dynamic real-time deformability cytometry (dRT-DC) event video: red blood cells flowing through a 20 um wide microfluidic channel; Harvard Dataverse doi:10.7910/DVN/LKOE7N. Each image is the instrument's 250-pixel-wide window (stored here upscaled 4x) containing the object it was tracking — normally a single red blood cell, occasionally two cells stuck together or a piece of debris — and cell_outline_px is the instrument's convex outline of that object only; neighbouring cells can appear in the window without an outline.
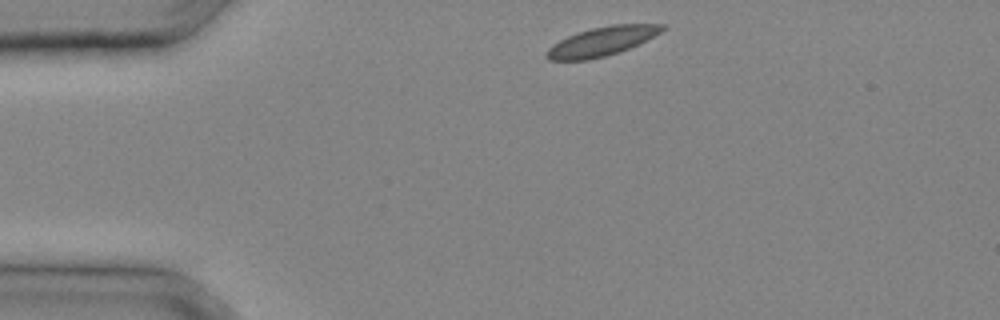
{"species": "common noctule bat (a hibernating species)", "species_latin": "Nyctalus noctula", "temperature_condition": "cold", "stored_images_in_passage": 22, "camera_frame_rate_fps": 3000, "um_per_image_px": 0.085, "animal": {"sex": "male", "body_mass_g": 20.4}, "frame": {"image": 1, "passage_image": 1, "time_ms": 0.0, "image_size_px": [1000, 320], "cell_outline_px": [[668, 24], [660, 32], [620, 52], [588, 60], [548, 60], [544, 56], [544, 52], [552, 44], [576, 32], [592, 28], [612, 24]], "centroid_in_image_um": [51.08, 3.52], "position_along_channel_um": 33.9, "area_um2": 19.42}}
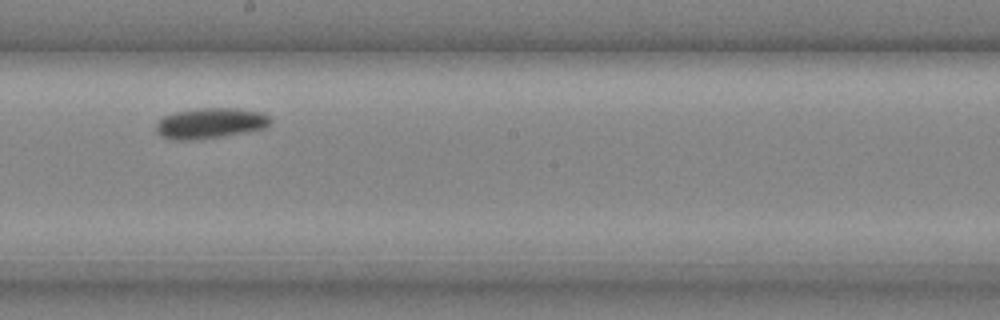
{"frame": {"image": 2, "passage_image": 13, "time_ms": 4.0, "image_size_px": [1000, 320], "cell_outline_px": [[272, 120], [264, 128], [224, 136], [196, 140], [172, 140], [160, 136], [156, 132], [156, 124], [164, 116], [176, 112], [196, 108], [236, 108], [264, 112]], "centroid_in_image_um": [17.85, 10.47], "position_along_channel_um": 230.3, "area_um2": 20.46}}
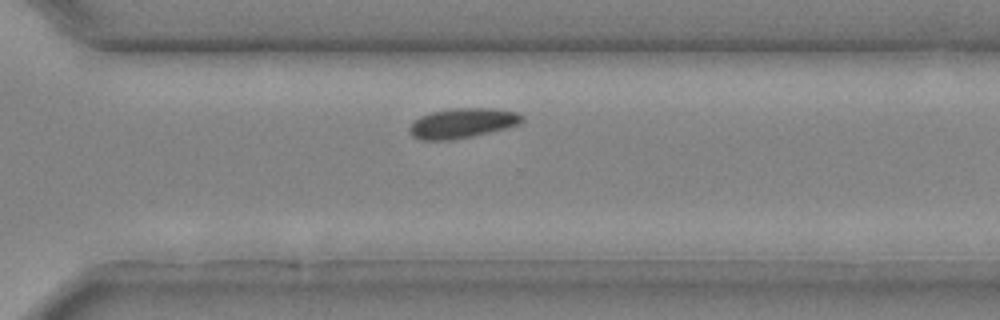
{"frame": {"image": 3, "passage_image": 18, "time_ms": 5.667, "image_size_px": [1000, 320], "cell_outline_px": [[524, 120], [520, 124], [472, 136], [452, 140], [420, 140], [412, 136], [408, 128], [420, 116], [432, 112], [452, 108], [496, 108], [520, 112], [524, 116]], "centroid_in_image_um": [39.34, 10.45], "position_along_channel_um": 331.3, "area_um2": 19.65}}